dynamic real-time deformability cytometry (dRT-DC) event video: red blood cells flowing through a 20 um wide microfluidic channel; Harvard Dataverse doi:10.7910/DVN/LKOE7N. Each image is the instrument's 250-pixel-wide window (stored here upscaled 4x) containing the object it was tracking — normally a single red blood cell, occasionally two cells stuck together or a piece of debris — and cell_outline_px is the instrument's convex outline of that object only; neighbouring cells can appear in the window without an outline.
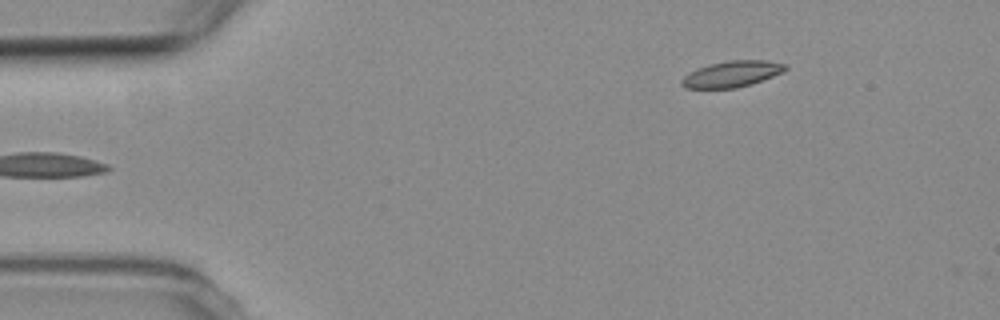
{"species": "common noctule bat (a hibernating species)", "species_latin": "Nyctalus noctula", "temperature_condition": "room temperature", "stored_images_in_passage": 14, "camera_frame_rate_fps": 3000, "um_per_image_px": 0.085, "animal": {"sex": "female", "body_mass_g": 19.3, "forearm_length_mm": 54.1}, "frame": {"image": 1, "passage_image": 1, "time_ms": 0.0, "image_size_px": [1000, 320], "cell_outline_px": [[788, 68], [784, 72], [752, 84], [736, 88], [684, 88], [680, 84], [680, 80], [684, 76], [700, 68], [712, 64], [732, 60], [764, 60], [788, 64]], "centroid_in_image_um": [62.27, 6.3], "position_along_channel_um": 22.7, "area_um2": 15.66}}
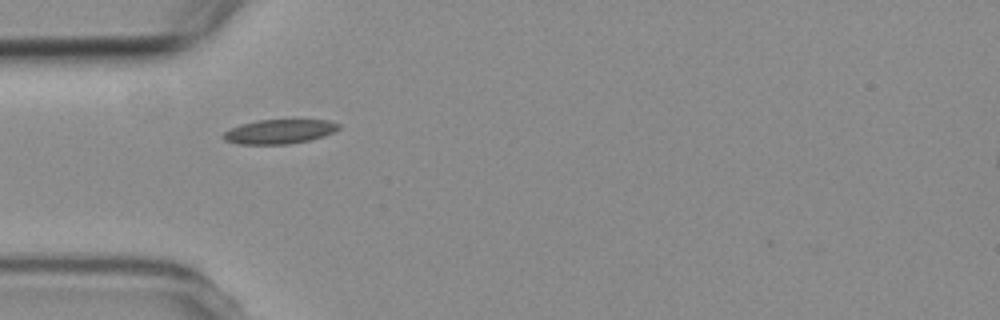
{"frame": {"image": 2, "passage_image": 10, "time_ms": 3.0, "image_size_px": [1000, 320], "cell_outline_px": [[340, 128], [324, 136], [308, 140], [288, 144], [236, 144], [224, 140], [224, 132], [240, 124], [256, 120], [328, 120], [340, 124]], "centroid_in_image_um": [23.74, 11.18], "position_along_channel_um": 61.3, "area_um2": 16.24}}
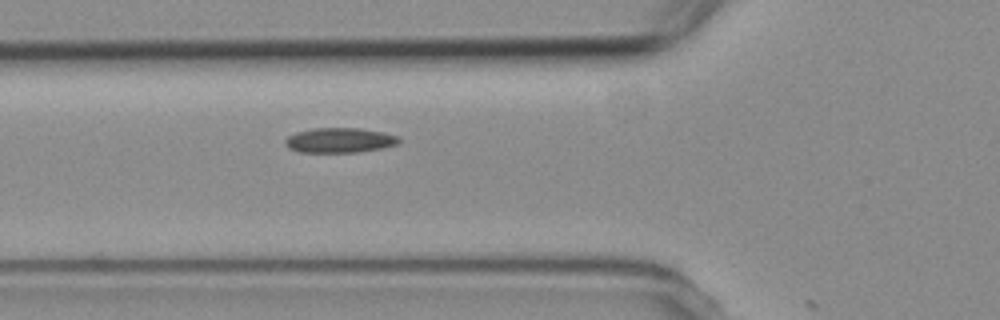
{"frame": {"image": 3, "passage_image": 13, "time_ms": 4.0, "image_size_px": [1000, 320], "cell_outline_px": [[400, 140], [396, 144], [380, 148], [356, 152], [300, 152], [288, 148], [284, 144], [284, 140], [288, 136], [296, 132], [312, 128], [360, 128], [384, 132], [396, 136]], "centroid_in_image_um": [28.81, 11.91], "position_along_channel_um": 97.0, "area_um2": 16.42}}